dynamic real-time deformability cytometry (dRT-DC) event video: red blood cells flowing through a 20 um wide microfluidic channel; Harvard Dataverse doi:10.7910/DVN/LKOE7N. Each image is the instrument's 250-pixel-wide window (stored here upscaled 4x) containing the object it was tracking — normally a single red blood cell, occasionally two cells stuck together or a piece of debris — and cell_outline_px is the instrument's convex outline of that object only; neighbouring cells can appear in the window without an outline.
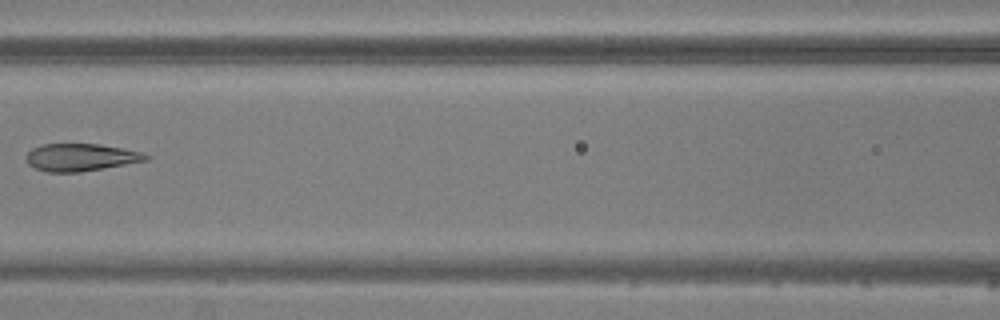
{"species": "common noctule bat (a hibernating species)", "species_latin": "Nyctalus noctula", "temperature_condition": "warm", "stored_images_in_passage": 5, "camera_frame_rate_fps": 3000, "um_per_image_px": 0.085, "animal": {"sex": "male", "body_mass_g": 20.5, "forearm_length_mm": 52.5}, "frame": {"image": 1, "passage_image": 5, "time_ms": 5.0, "image_size_px": [1000, 320], "cell_outline_px": [[148, 160], [80, 172], [48, 172], [36, 168], [28, 164], [24, 156], [32, 148], [44, 144], [96, 144], [120, 148], [140, 152], [148, 156]], "centroid_in_image_um": [6.79, 13.37], "position_along_channel_um": 159.8, "area_um2": 18.84}}